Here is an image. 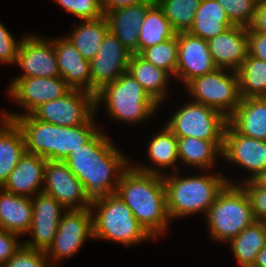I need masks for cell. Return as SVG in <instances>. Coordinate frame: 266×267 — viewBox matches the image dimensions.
Wrapping results in <instances>:
<instances>
[{
    "label": "cell",
    "mask_w": 266,
    "mask_h": 267,
    "mask_svg": "<svg viewBox=\"0 0 266 267\" xmlns=\"http://www.w3.org/2000/svg\"><path fill=\"white\" fill-rule=\"evenodd\" d=\"M166 127L177 137L224 141L228 118L203 104L188 101L168 119Z\"/></svg>",
    "instance_id": "cell-9"
},
{
    "label": "cell",
    "mask_w": 266,
    "mask_h": 267,
    "mask_svg": "<svg viewBox=\"0 0 266 267\" xmlns=\"http://www.w3.org/2000/svg\"><path fill=\"white\" fill-rule=\"evenodd\" d=\"M211 57L218 68L237 71L248 56L247 28L231 26L209 39Z\"/></svg>",
    "instance_id": "cell-20"
},
{
    "label": "cell",
    "mask_w": 266,
    "mask_h": 267,
    "mask_svg": "<svg viewBox=\"0 0 266 267\" xmlns=\"http://www.w3.org/2000/svg\"><path fill=\"white\" fill-rule=\"evenodd\" d=\"M154 3L155 0H141L104 14L109 24V31L131 54H138L139 29L146 12Z\"/></svg>",
    "instance_id": "cell-19"
},
{
    "label": "cell",
    "mask_w": 266,
    "mask_h": 267,
    "mask_svg": "<svg viewBox=\"0 0 266 267\" xmlns=\"http://www.w3.org/2000/svg\"><path fill=\"white\" fill-rule=\"evenodd\" d=\"M177 139L179 162L189 166L208 170L214 167L216 158L222 156L224 141H207L194 137Z\"/></svg>",
    "instance_id": "cell-29"
},
{
    "label": "cell",
    "mask_w": 266,
    "mask_h": 267,
    "mask_svg": "<svg viewBox=\"0 0 266 267\" xmlns=\"http://www.w3.org/2000/svg\"><path fill=\"white\" fill-rule=\"evenodd\" d=\"M130 161L101 129L64 160L91 200L115 194Z\"/></svg>",
    "instance_id": "cell-1"
},
{
    "label": "cell",
    "mask_w": 266,
    "mask_h": 267,
    "mask_svg": "<svg viewBox=\"0 0 266 267\" xmlns=\"http://www.w3.org/2000/svg\"><path fill=\"white\" fill-rule=\"evenodd\" d=\"M178 58L176 79L184 86L193 78L215 71V65L209 50L208 42L189 32L177 33Z\"/></svg>",
    "instance_id": "cell-18"
},
{
    "label": "cell",
    "mask_w": 266,
    "mask_h": 267,
    "mask_svg": "<svg viewBox=\"0 0 266 267\" xmlns=\"http://www.w3.org/2000/svg\"><path fill=\"white\" fill-rule=\"evenodd\" d=\"M1 114L3 118L14 121L21 130L26 153L39 155L46 160L64 161L100 130L94 123L95 115L86 124L68 127L39 121L31 114Z\"/></svg>",
    "instance_id": "cell-2"
},
{
    "label": "cell",
    "mask_w": 266,
    "mask_h": 267,
    "mask_svg": "<svg viewBox=\"0 0 266 267\" xmlns=\"http://www.w3.org/2000/svg\"><path fill=\"white\" fill-rule=\"evenodd\" d=\"M222 151L224 160L251 172L252 175L240 183L251 180L266 169V141L244 136L229 123L225 128Z\"/></svg>",
    "instance_id": "cell-16"
},
{
    "label": "cell",
    "mask_w": 266,
    "mask_h": 267,
    "mask_svg": "<svg viewBox=\"0 0 266 267\" xmlns=\"http://www.w3.org/2000/svg\"><path fill=\"white\" fill-rule=\"evenodd\" d=\"M109 32L106 16L94 20H83L76 26L69 36H65L82 54L91 61L97 54L104 37Z\"/></svg>",
    "instance_id": "cell-31"
},
{
    "label": "cell",
    "mask_w": 266,
    "mask_h": 267,
    "mask_svg": "<svg viewBox=\"0 0 266 267\" xmlns=\"http://www.w3.org/2000/svg\"><path fill=\"white\" fill-rule=\"evenodd\" d=\"M32 212L30 197L15 195L0 187V229L26 235L31 227Z\"/></svg>",
    "instance_id": "cell-24"
},
{
    "label": "cell",
    "mask_w": 266,
    "mask_h": 267,
    "mask_svg": "<svg viewBox=\"0 0 266 267\" xmlns=\"http://www.w3.org/2000/svg\"><path fill=\"white\" fill-rule=\"evenodd\" d=\"M247 31L266 34V1L259 0L256 11Z\"/></svg>",
    "instance_id": "cell-43"
},
{
    "label": "cell",
    "mask_w": 266,
    "mask_h": 267,
    "mask_svg": "<svg viewBox=\"0 0 266 267\" xmlns=\"http://www.w3.org/2000/svg\"><path fill=\"white\" fill-rule=\"evenodd\" d=\"M8 93L27 113L31 114L41 104L64 96L72 88L59 77H15Z\"/></svg>",
    "instance_id": "cell-14"
},
{
    "label": "cell",
    "mask_w": 266,
    "mask_h": 267,
    "mask_svg": "<svg viewBox=\"0 0 266 267\" xmlns=\"http://www.w3.org/2000/svg\"><path fill=\"white\" fill-rule=\"evenodd\" d=\"M15 64L24 73L18 77H59L53 40L27 34L21 39Z\"/></svg>",
    "instance_id": "cell-17"
},
{
    "label": "cell",
    "mask_w": 266,
    "mask_h": 267,
    "mask_svg": "<svg viewBox=\"0 0 266 267\" xmlns=\"http://www.w3.org/2000/svg\"><path fill=\"white\" fill-rule=\"evenodd\" d=\"M60 76L72 89L91 93L90 61L66 38L53 39Z\"/></svg>",
    "instance_id": "cell-21"
},
{
    "label": "cell",
    "mask_w": 266,
    "mask_h": 267,
    "mask_svg": "<svg viewBox=\"0 0 266 267\" xmlns=\"http://www.w3.org/2000/svg\"><path fill=\"white\" fill-rule=\"evenodd\" d=\"M96 113L94 94L71 89L64 96L41 104L31 115L53 125L74 127L86 124Z\"/></svg>",
    "instance_id": "cell-10"
},
{
    "label": "cell",
    "mask_w": 266,
    "mask_h": 267,
    "mask_svg": "<svg viewBox=\"0 0 266 267\" xmlns=\"http://www.w3.org/2000/svg\"><path fill=\"white\" fill-rule=\"evenodd\" d=\"M131 53L110 31L96 56L90 61L91 93L96 95L105 85L114 82L128 70Z\"/></svg>",
    "instance_id": "cell-15"
},
{
    "label": "cell",
    "mask_w": 266,
    "mask_h": 267,
    "mask_svg": "<svg viewBox=\"0 0 266 267\" xmlns=\"http://www.w3.org/2000/svg\"><path fill=\"white\" fill-rule=\"evenodd\" d=\"M43 192L51 195L67 210L86 209L92 204L84 186L64 161L47 160Z\"/></svg>",
    "instance_id": "cell-12"
},
{
    "label": "cell",
    "mask_w": 266,
    "mask_h": 267,
    "mask_svg": "<svg viewBox=\"0 0 266 267\" xmlns=\"http://www.w3.org/2000/svg\"><path fill=\"white\" fill-rule=\"evenodd\" d=\"M46 163L47 160L39 155L25 153L1 188L30 198L42 192Z\"/></svg>",
    "instance_id": "cell-22"
},
{
    "label": "cell",
    "mask_w": 266,
    "mask_h": 267,
    "mask_svg": "<svg viewBox=\"0 0 266 267\" xmlns=\"http://www.w3.org/2000/svg\"><path fill=\"white\" fill-rule=\"evenodd\" d=\"M68 13L80 20H94L104 16L101 0H54Z\"/></svg>",
    "instance_id": "cell-37"
},
{
    "label": "cell",
    "mask_w": 266,
    "mask_h": 267,
    "mask_svg": "<svg viewBox=\"0 0 266 267\" xmlns=\"http://www.w3.org/2000/svg\"><path fill=\"white\" fill-rule=\"evenodd\" d=\"M253 267H266V245L258 252L257 259Z\"/></svg>",
    "instance_id": "cell-45"
},
{
    "label": "cell",
    "mask_w": 266,
    "mask_h": 267,
    "mask_svg": "<svg viewBox=\"0 0 266 267\" xmlns=\"http://www.w3.org/2000/svg\"><path fill=\"white\" fill-rule=\"evenodd\" d=\"M139 55L157 68L165 70L171 77L175 76L178 58L177 33L172 38L143 50Z\"/></svg>",
    "instance_id": "cell-35"
},
{
    "label": "cell",
    "mask_w": 266,
    "mask_h": 267,
    "mask_svg": "<svg viewBox=\"0 0 266 267\" xmlns=\"http://www.w3.org/2000/svg\"><path fill=\"white\" fill-rule=\"evenodd\" d=\"M257 186L266 188V169L259 172L254 178L251 179Z\"/></svg>",
    "instance_id": "cell-46"
},
{
    "label": "cell",
    "mask_w": 266,
    "mask_h": 267,
    "mask_svg": "<svg viewBox=\"0 0 266 267\" xmlns=\"http://www.w3.org/2000/svg\"><path fill=\"white\" fill-rule=\"evenodd\" d=\"M240 184L249 198L255 221L266 223V188L257 186L252 180Z\"/></svg>",
    "instance_id": "cell-39"
},
{
    "label": "cell",
    "mask_w": 266,
    "mask_h": 267,
    "mask_svg": "<svg viewBox=\"0 0 266 267\" xmlns=\"http://www.w3.org/2000/svg\"><path fill=\"white\" fill-rule=\"evenodd\" d=\"M176 32L165 17L163 10L155 2L146 12L139 29L138 54L143 50L172 38Z\"/></svg>",
    "instance_id": "cell-32"
},
{
    "label": "cell",
    "mask_w": 266,
    "mask_h": 267,
    "mask_svg": "<svg viewBox=\"0 0 266 267\" xmlns=\"http://www.w3.org/2000/svg\"><path fill=\"white\" fill-rule=\"evenodd\" d=\"M20 43L21 40H16L15 36L0 22V62L15 64Z\"/></svg>",
    "instance_id": "cell-40"
},
{
    "label": "cell",
    "mask_w": 266,
    "mask_h": 267,
    "mask_svg": "<svg viewBox=\"0 0 266 267\" xmlns=\"http://www.w3.org/2000/svg\"><path fill=\"white\" fill-rule=\"evenodd\" d=\"M116 194L153 239L167 232L170 218L163 175L140 172L130 164L120 178Z\"/></svg>",
    "instance_id": "cell-3"
},
{
    "label": "cell",
    "mask_w": 266,
    "mask_h": 267,
    "mask_svg": "<svg viewBox=\"0 0 266 267\" xmlns=\"http://www.w3.org/2000/svg\"><path fill=\"white\" fill-rule=\"evenodd\" d=\"M147 154L153 166L155 165L157 169L156 167L153 168V166H134L131 164L137 171L159 175H163L164 172L160 171L162 168L166 170L167 167H173L174 172L180 171L176 166V163L179 161L178 139L166 126L161 128L159 132L150 139L147 147Z\"/></svg>",
    "instance_id": "cell-25"
},
{
    "label": "cell",
    "mask_w": 266,
    "mask_h": 267,
    "mask_svg": "<svg viewBox=\"0 0 266 267\" xmlns=\"http://www.w3.org/2000/svg\"><path fill=\"white\" fill-rule=\"evenodd\" d=\"M139 1L141 0H101V7L105 14L107 11L121 7H126L135 4Z\"/></svg>",
    "instance_id": "cell-44"
},
{
    "label": "cell",
    "mask_w": 266,
    "mask_h": 267,
    "mask_svg": "<svg viewBox=\"0 0 266 267\" xmlns=\"http://www.w3.org/2000/svg\"><path fill=\"white\" fill-rule=\"evenodd\" d=\"M33 212L32 223L27 234L31 239L23 241L30 249L46 252L52 245L65 209L55 198L45 192H39L31 197Z\"/></svg>",
    "instance_id": "cell-13"
},
{
    "label": "cell",
    "mask_w": 266,
    "mask_h": 267,
    "mask_svg": "<svg viewBox=\"0 0 266 267\" xmlns=\"http://www.w3.org/2000/svg\"><path fill=\"white\" fill-rule=\"evenodd\" d=\"M242 98L266 97V62L247 56L237 70Z\"/></svg>",
    "instance_id": "cell-33"
},
{
    "label": "cell",
    "mask_w": 266,
    "mask_h": 267,
    "mask_svg": "<svg viewBox=\"0 0 266 267\" xmlns=\"http://www.w3.org/2000/svg\"><path fill=\"white\" fill-rule=\"evenodd\" d=\"M127 71L160 106L168 95L170 75L146 61L139 54H131Z\"/></svg>",
    "instance_id": "cell-26"
},
{
    "label": "cell",
    "mask_w": 266,
    "mask_h": 267,
    "mask_svg": "<svg viewBox=\"0 0 266 267\" xmlns=\"http://www.w3.org/2000/svg\"><path fill=\"white\" fill-rule=\"evenodd\" d=\"M201 0H155L176 33L188 32L192 27Z\"/></svg>",
    "instance_id": "cell-34"
},
{
    "label": "cell",
    "mask_w": 266,
    "mask_h": 267,
    "mask_svg": "<svg viewBox=\"0 0 266 267\" xmlns=\"http://www.w3.org/2000/svg\"><path fill=\"white\" fill-rule=\"evenodd\" d=\"M90 210L94 239L113 241L129 247L153 238L116 193L92 200Z\"/></svg>",
    "instance_id": "cell-5"
},
{
    "label": "cell",
    "mask_w": 266,
    "mask_h": 267,
    "mask_svg": "<svg viewBox=\"0 0 266 267\" xmlns=\"http://www.w3.org/2000/svg\"><path fill=\"white\" fill-rule=\"evenodd\" d=\"M229 245L241 267H253L258 252L266 245V223L254 221L231 239Z\"/></svg>",
    "instance_id": "cell-30"
},
{
    "label": "cell",
    "mask_w": 266,
    "mask_h": 267,
    "mask_svg": "<svg viewBox=\"0 0 266 267\" xmlns=\"http://www.w3.org/2000/svg\"><path fill=\"white\" fill-rule=\"evenodd\" d=\"M95 102L96 111L103 102L109 117L130 125L142 123L159 109V105L128 71L98 91Z\"/></svg>",
    "instance_id": "cell-6"
},
{
    "label": "cell",
    "mask_w": 266,
    "mask_h": 267,
    "mask_svg": "<svg viewBox=\"0 0 266 267\" xmlns=\"http://www.w3.org/2000/svg\"><path fill=\"white\" fill-rule=\"evenodd\" d=\"M223 7L230 22L247 28L256 11L259 0H217Z\"/></svg>",
    "instance_id": "cell-36"
},
{
    "label": "cell",
    "mask_w": 266,
    "mask_h": 267,
    "mask_svg": "<svg viewBox=\"0 0 266 267\" xmlns=\"http://www.w3.org/2000/svg\"><path fill=\"white\" fill-rule=\"evenodd\" d=\"M228 70L217 68L189 81L185 87L193 97H190V101L208 106L229 118L236 111L242 97L237 71Z\"/></svg>",
    "instance_id": "cell-8"
},
{
    "label": "cell",
    "mask_w": 266,
    "mask_h": 267,
    "mask_svg": "<svg viewBox=\"0 0 266 267\" xmlns=\"http://www.w3.org/2000/svg\"><path fill=\"white\" fill-rule=\"evenodd\" d=\"M248 55L266 62V34L247 31Z\"/></svg>",
    "instance_id": "cell-42"
},
{
    "label": "cell",
    "mask_w": 266,
    "mask_h": 267,
    "mask_svg": "<svg viewBox=\"0 0 266 267\" xmlns=\"http://www.w3.org/2000/svg\"><path fill=\"white\" fill-rule=\"evenodd\" d=\"M179 172L181 171L175 172L176 175L163 176L170 219L191 216L198 212L206 216L217 195L227 184H233L221 172L191 177L177 176Z\"/></svg>",
    "instance_id": "cell-4"
},
{
    "label": "cell",
    "mask_w": 266,
    "mask_h": 267,
    "mask_svg": "<svg viewBox=\"0 0 266 267\" xmlns=\"http://www.w3.org/2000/svg\"><path fill=\"white\" fill-rule=\"evenodd\" d=\"M46 253L23 247L7 262L0 267H50Z\"/></svg>",
    "instance_id": "cell-38"
},
{
    "label": "cell",
    "mask_w": 266,
    "mask_h": 267,
    "mask_svg": "<svg viewBox=\"0 0 266 267\" xmlns=\"http://www.w3.org/2000/svg\"><path fill=\"white\" fill-rule=\"evenodd\" d=\"M228 123L244 136L266 141V97L242 98Z\"/></svg>",
    "instance_id": "cell-23"
},
{
    "label": "cell",
    "mask_w": 266,
    "mask_h": 267,
    "mask_svg": "<svg viewBox=\"0 0 266 267\" xmlns=\"http://www.w3.org/2000/svg\"><path fill=\"white\" fill-rule=\"evenodd\" d=\"M234 26L217 0H201L189 33L206 41Z\"/></svg>",
    "instance_id": "cell-28"
},
{
    "label": "cell",
    "mask_w": 266,
    "mask_h": 267,
    "mask_svg": "<svg viewBox=\"0 0 266 267\" xmlns=\"http://www.w3.org/2000/svg\"><path fill=\"white\" fill-rule=\"evenodd\" d=\"M19 235L0 229V266L9 261L24 245Z\"/></svg>",
    "instance_id": "cell-41"
},
{
    "label": "cell",
    "mask_w": 266,
    "mask_h": 267,
    "mask_svg": "<svg viewBox=\"0 0 266 267\" xmlns=\"http://www.w3.org/2000/svg\"><path fill=\"white\" fill-rule=\"evenodd\" d=\"M205 217L209 235L218 242H229L255 221L249 198L239 183L227 184Z\"/></svg>",
    "instance_id": "cell-7"
},
{
    "label": "cell",
    "mask_w": 266,
    "mask_h": 267,
    "mask_svg": "<svg viewBox=\"0 0 266 267\" xmlns=\"http://www.w3.org/2000/svg\"><path fill=\"white\" fill-rule=\"evenodd\" d=\"M26 153L24 137L14 121L0 117V187Z\"/></svg>",
    "instance_id": "cell-27"
},
{
    "label": "cell",
    "mask_w": 266,
    "mask_h": 267,
    "mask_svg": "<svg viewBox=\"0 0 266 267\" xmlns=\"http://www.w3.org/2000/svg\"><path fill=\"white\" fill-rule=\"evenodd\" d=\"M88 238L93 239L90 208L66 210L61 217L53 243L45 252L48 262L53 260L49 263L50 267H60L57 266L59 260L75 255Z\"/></svg>",
    "instance_id": "cell-11"
}]
</instances>
